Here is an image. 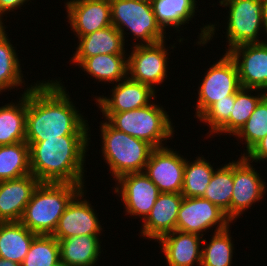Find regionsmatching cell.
<instances>
[{
    "label": "cell",
    "mask_w": 267,
    "mask_h": 266,
    "mask_svg": "<svg viewBox=\"0 0 267 266\" xmlns=\"http://www.w3.org/2000/svg\"><path fill=\"white\" fill-rule=\"evenodd\" d=\"M165 40L151 45H134L128 57V77L150 86L161 85L167 78L168 48ZM131 75V76H130Z\"/></svg>",
    "instance_id": "cell-9"
},
{
    "label": "cell",
    "mask_w": 267,
    "mask_h": 266,
    "mask_svg": "<svg viewBox=\"0 0 267 266\" xmlns=\"http://www.w3.org/2000/svg\"><path fill=\"white\" fill-rule=\"evenodd\" d=\"M65 8L77 38L112 25L109 0H70Z\"/></svg>",
    "instance_id": "cell-16"
},
{
    "label": "cell",
    "mask_w": 267,
    "mask_h": 266,
    "mask_svg": "<svg viewBox=\"0 0 267 266\" xmlns=\"http://www.w3.org/2000/svg\"><path fill=\"white\" fill-rule=\"evenodd\" d=\"M205 73L198 91L196 118H199L214 102L227 99L240 88L239 75L234 60L228 53L222 55Z\"/></svg>",
    "instance_id": "cell-8"
},
{
    "label": "cell",
    "mask_w": 267,
    "mask_h": 266,
    "mask_svg": "<svg viewBox=\"0 0 267 266\" xmlns=\"http://www.w3.org/2000/svg\"><path fill=\"white\" fill-rule=\"evenodd\" d=\"M6 31L0 35V93L6 89L23 86V74L20 61Z\"/></svg>",
    "instance_id": "cell-30"
},
{
    "label": "cell",
    "mask_w": 267,
    "mask_h": 266,
    "mask_svg": "<svg viewBox=\"0 0 267 266\" xmlns=\"http://www.w3.org/2000/svg\"><path fill=\"white\" fill-rule=\"evenodd\" d=\"M262 21H263V32H265L266 33L265 35H267V0H263ZM264 42L267 43L266 40Z\"/></svg>",
    "instance_id": "cell-38"
},
{
    "label": "cell",
    "mask_w": 267,
    "mask_h": 266,
    "mask_svg": "<svg viewBox=\"0 0 267 266\" xmlns=\"http://www.w3.org/2000/svg\"><path fill=\"white\" fill-rule=\"evenodd\" d=\"M54 266H67L66 264H64L61 260L56 263Z\"/></svg>",
    "instance_id": "cell-41"
},
{
    "label": "cell",
    "mask_w": 267,
    "mask_h": 266,
    "mask_svg": "<svg viewBox=\"0 0 267 266\" xmlns=\"http://www.w3.org/2000/svg\"><path fill=\"white\" fill-rule=\"evenodd\" d=\"M186 158L171 148H155L145 165V175L160 193H181Z\"/></svg>",
    "instance_id": "cell-11"
},
{
    "label": "cell",
    "mask_w": 267,
    "mask_h": 266,
    "mask_svg": "<svg viewBox=\"0 0 267 266\" xmlns=\"http://www.w3.org/2000/svg\"><path fill=\"white\" fill-rule=\"evenodd\" d=\"M115 181V193L121 194L125 212L144 220L160 194L158 187L144 172L126 174Z\"/></svg>",
    "instance_id": "cell-13"
},
{
    "label": "cell",
    "mask_w": 267,
    "mask_h": 266,
    "mask_svg": "<svg viewBox=\"0 0 267 266\" xmlns=\"http://www.w3.org/2000/svg\"><path fill=\"white\" fill-rule=\"evenodd\" d=\"M196 0H155L151 3L157 22L165 30L169 26L174 29L185 23L189 24L195 16Z\"/></svg>",
    "instance_id": "cell-26"
},
{
    "label": "cell",
    "mask_w": 267,
    "mask_h": 266,
    "mask_svg": "<svg viewBox=\"0 0 267 266\" xmlns=\"http://www.w3.org/2000/svg\"><path fill=\"white\" fill-rule=\"evenodd\" d=\"M183 201L181 193H160L150 213L143 220V237L158 240L176 230L178 212Z\"/></svg>",
    "instance_id": "cell-19"
},
{
    "label": "cell",
    "mask_w": 267,
    "mask_h": 266,
    "mask_svg": "<svg viewBox=\"0 0 267 266\" xmlns=\"http://www.w3.org/2000/svg\"><path fill=\"white\" fill-rule=\"evenodd\" d=\"M85 190L80 191L67 205L52 234L57 240L80 235H100L102 226L91 203L83 199ZM81 198L83 200H81Z\"/></svg>",
    "instance_id": "cell-15"
},
{
    "label": "cell",
    "mask_w": 267,
    "mask_h": 266,
    "mask_svg": "<svg viewBox=\"0 0 267 266\" xmlns=\"http://www.w3.org/2000/svg\"><path fill=\"white\" fill-rule=\"evenodd\" d=\"M116 130L161 148L164 140L172 139L174 128L166 110L151 102L149 105L124 112H102Z\"/></svg>",
    "instance_id": "cell-4"
},
{
    "label": "cell",
    "mask_w": 267,
    "mask_h": 266,
    "mask_svg": "<svg viewBox=\"0 0 267 266\" xmlns=\"http://www.w3.org/2000/svg\"><path fill=\"white\" fill-rule=\"evenodd\" d=\"M214 172L213 166L202 156L196 157L194 162L186 160L181 191L183 197H203Z\"/></svg>",
    "instance_id": "cell-31"
},
{
    "label": "cell",
    "mask_w": 267,
    "mask_h": 266,
    "mask_svg": "<svg viewBox=\"0 0 267 266\" xmlns=\"http://www.w3.org/2000/svg\"><path fill=\"white\" fill-rule=\"evenodd\" d=\"M78 40L79 45L71 57L72 62L78 66L88 57L98 54H125L126 51L124 37L113 25L89 33Z\"/></svg>",
    "instance_id": "cell-21"
},
{
    "label": "cell",
    "mask_w": 267,
    "mask_h": 266,
    "mask_svg": "<svg viewBox=\"0 0 267 266\" xmlns=\"http://www.w3.org/2000/svg\"><path fill=\"white\" fill-rule=\"evenodd\" d=\"M58 242L60 260L67 266H95L102 252L99 235H80Z\"/></svg>",
    "instance_id": "cell-22"
},
{
    "label": "cell",
    "mask_w": 267,
    "mask_h": 266,
    "mask_svg": "<svg viewBox=\"0 0 267 266\" xmlns=\"http://www.w3.org/2000/svg\"><path fill=\"white\" fill-rule=\"evenodd\" d=\"M231 223L232 221L226 213L209 200L202 197H183L178 212L176 230L203 236L205 235L203 232L213 226L217 232L227 229Z\"/></svg>",
    "instance_id": "cell-10"
},
{
    "label": "cell",
    "mask_w": 267,
    "mask_h": 266,
    "mask_svg": "<svg viewBox=\"0 0 267 266\" xmlns=\"http://www.w3.org/2000/svg\"><path fill=\"white\" fill-rule=\"evenodd\" d=\"M29 0H0V20L2 21L3 14L17 10L20 6Z\"/></svg>",
    "instance_id": "cell-37"
},
{
    "label": "cell",
    "mask_w": 267,
    "mask_h": 266,
    "mask_svg": "<svg viewBox=\"0 0 267 266\" xmlns=\"http://www.w3.org/2000/svg\"><path fill=\"white\" fill-rule=\"evenodd\" d=\"M100 129L103 159L106 160L114 179L144 171L155 149L151 144L116 130L107 120L101 123Z\"/></svg>",
    "instance_id": "cell-5"
},
{
    "label": "cell",
    "mask_w": 267,
    "mask_h": 266,
    "mask_svg": "<svg viewBox=\"0 0 267 266\" xmlns=\"http://www.w3.org/2000/svg\"><path fill=\"white\" fill-rule=\"evenodd\" d=\"M32 86L21 94L18 104L10 102L0 107V146L25 141L27 91Z\"/></svg>",
    "instance_id": "cell-23"
},
{
    "label": "cell",
    "mask_w": 267,
    "mask_h": 266,
    "mask_svg": "<svg viewBox=\"0 0 267 266\" xmlns=\"http://www.w3.org/2000/svg\"><path fill=\"white\" fill-rule=\"evenodd\" d=\"M111 5V22L125 40L129 30L134 40L140 43L134 45H151L166 39V31L157 22L152 5L137 0H109ZM165 35V36H164ZM137 38V39H135Z\"/></svg>",
    "instance_id": "cell-6"
},
{
    "label": "cell",
    "mask_w": 267,
    "mask_h": 266,
    "mask_svg": "<svg viewBox=\"0 0 267 266\" xmlns=\"http://www.w3.org/2000/svg\"><path fill=\"white\" fill-rule=\"evenodd\" d=\"M245 157L251 162L267 161V135L261 139Z\"/></svg>",
    "instance_id": "cell-36"
},
{
    "label": "cell",
    "mask_w": 267,
    "mask_h": 266,
    "mask_svg": "<svg viewBox=\"0 0 267 266\" xmlns=\"http://www.w3.org/2000/svg\"><path fill=\"white\" fill-rule=\"evenodd\" d=\"M256 90L257 92L259 91L258 95H251V92H256ZM248 92H250V95ZM266 94L267 92L260 89L241 87L235 93V102L229 119L215 133H227L229 135L232 133V136L236 135L253 113L259 101Z\"/></svg>",
    "instance_id": "cell-27"
},
{
    "label": "cell",
    "mask_w": 267,
    "mask_h": 266,
    "mask_svg": "<svg viewBox=\"0 0 267 266\" xmlns=\"http://www.w3.org/2000/svg\"><path fill=\"white\" fill-rule=\"evenodd\" d=\"M168 266H198L201 265L203 237L195 233L173 231L159 240Z\"/></svg>",
    "instance_id": "cell-20"
},
{
    "label": "cell",
    "mask_w": 267,
    "mask_h": 266,
    "mask_svg": "<svg viewBox=\"0 0 267 266\" xmlns=\"http://www.w3.org/2000/svg\"><path fill=\"white\" fill-rule=\"evenodd\" d=\"M0 266H21L17 262L10 261L0 257Z\"/></svg>",
    "instance_id": "cell-39"
},
{
    "label": "cell",
    "mask_w": 267,
    "mask_h": 266,
    "mask_svg": "<svg viewBox=\"0 0 267 266\" xmlns=\"http://www.w3.org/2000/svg\"><path fill=\"white\" fill-rule=\"evenodd\" d=\"M5 26H3V22L0 20V35L5 31Z\"/></svg>",
    "instance_id": "cell-40"
},
{
    "label": "cell",
    "mask_w": 267,
    "mask_h": 266,
    "mask_svg": "<svg viewBox=\"0 0 267 266\" xmlns=\"http://www.w3.org/2000/svg\"><path fill=\"white\" fill-rule=\"evenodd\" d=\"M85 185L40 182L25 207L20 222L37 235H52L70 201Z\"/></svg>",
    "instance_id": "cell-3"
},
{
    "label": "cell",
    "mask_w": 267,
    "mask_h": 266,
    "mask_svg": "<svg viewBox=\"0 0 267 266\" xmlns=\"http://www.w3.org/2000/svg\"><path fill=\"white\" fill-rule=\"evenodd\" d=\"M252 165L245 156H241L237 162H233L231 221L236 220L253 203L260 201L264 197V193L266 194V182Z\"/></svg>",
    "instance_id": "cell-12"
},
{
    "label": "cell",
    "mask_w": 267,
    "mask_h": 266,
    "mask_svg": "<svg viewBox=\"0 0 267 266\" xmlns=\"http://www.w3.org/2000/svg\"><path fill=\"white\" fill-rule=\"evenodd\" d=\"M235 102V94L214 102L198 119L210 127V135L215 132L229 119Z\"/></svg>",
    "instance_id": "cell-35"
},
{
    "label": "cell",
    "mask_w": 267,
    "mask_h": 266,
    "mask_svg": "<svg viewBox=\"0 0 267 266\" xmlns=\"http://www.w3.org/2000/svg\"><path fill=\"white\" fill-rule=\"evenodd\" d=\"M267 135V94L259 101L253 113L250 115L244 126L235 137L244 139L246 152L245 156L261 139Z\"/></svg>",
    "instance_id": "cell-34"
},
{
    "label": "cell",
    "mask_w": 267,
    "mask_h": 266,
    "mask_svg": "<svg viewBox=\"0 0 267 266\" xmlns=\"http://www.w3.org/2000/svg\"><path fill=\"white\" fill-rule=\"evenodd\" d=\"M227 53L237 66L241 87L267 91V43L242 44Z\"/></svg>",
    "instance_id": "cell-14"
},
{
    "label": "cell",
    "mask_w": 267,
    "mask_h": 266,
    "mask_svg": "<svg viewBox=\"0 0 267 266\" xmlns=\"http://www.w3.org/2000/svg\"><path fill=\"white\" fill-rule=\"evenodd\" d=\"M229 228L215 232L209 243L203 239L200 266H231L234 244Z\"/></svg>",
    "instance_id": "cell-32"
},
{
    "label": "cell",
    "mask_w": 267,
    "mask_h": 266,
    "mask_svg": "<svg viewBox=\"0 0 267 266\" xmlns=\"http://www.w3.org/2000/svg\"><path fill=\"white\" fill-rule=\"evenodd\" d=\"M31 174L29 145L23 141L0 146V181Z\"/></svg>",
    "instance_id": "cell-28"
},
{
    "label": "cell",
    "mask_w": 267,
    "mask_h": 266,
    "mask_svg": "<svg viewBox=\"0 0 267 266\" xmlns=\"http://www.w3.org/2000/svg\"><path fill=\"white\" fill-rule=\"evenodd\" d=\"M221 6L229 7L226 39L228 49L242 44L262 43L258 37L262 33L263 0H220Z\"/></svg>",
    "instance_id": "cell-7"
},
{
    "label": "cell",
    "mask_w": 267,
    "mask_h": 266,
    "mask_svg": "<svg viewBox=\"0 0 267 266\" xmlns=\"http://www.w3.org/2000/svg\"><path fill=\"white\" fill-rule=\"evenodd\" d=\"M137 1H143V2H147V3H152V2H154L155 0H137Z\"/></svg>",
    "instance_id": "cell-42"
},
{
    "label": "cell",
    "mask_w": 267,
    "mask_h": 266,
    "mask_svg": "<svg viewBox=\"0 0 267 266\" xmlns=\"http://www.w3.org/2000/svg\"><path fill=\"white\" fill-rule=\"evenodd\" d=\"M217 170V171H216ZM202 198L215 204L231 220V197L233 193V161L217 168Z\"/></svg>",
    "instance_id": "cell-29"
},
{
    "label": "cell",
    "mask_w": 267,
    "mask_h": 266,
    "mask_svg": "<svg viewBox=\"0 0 267 266\" xmlns=\"http://www.w3.org/2000/svg\"><path fill=\"white\" fill-rule=\"evenodd\" d=\"M60 261V245L52 235H37L21 266H54Z\"/></svg>",
    "instance_id": "cell-33"
},
{
    "label": "cell",
    "mask_w": 267,
    "mask_h": 266,
    "mask_svg": "<svg viewBox=\"0 0 267 266\" xmlns=\"http://www.w3.org/2000/svg\"><path fill=\"white\" fill-rule=\"evenodd\" d=\"M40 181L32 174L0 181V222H20Z\"/></svg>",
    "instance_id": "cell-18"
},
{
    "label": "cell",
    "mask_w": 267,
    "mask_h": 266,
    "mask_svg": "<svg viewBox=\"0 0 267 266\" xmlns=\"http://www.w3.org/2000/svg\"><path fill=\"white\" fill-rule=\"evenodd\" d=\"M47 81H39L27 91L25 142L30 146L64 135H90L88 121L70 101L64 85Z\"/></svg>",
    "instance_id": "cell-1"
},
{
    "label": "cell",
    "mask_w": 267,
    "mask_h": 266,
    "mask_svg": "<svg viewBox=\"0 0 267 266\" xmlns=\"http://www.w3.org/2000/svg\"><path fill=\"white\" fill-rule=\"evenodd\" d=\"M79 67L99 82L114 84L128 77L126 54H98L86 58Z\"/></svg>",
    "instance_id": "cell-25"
},
{
    "label": "cell",
    "mask_w": 267,
    "mask_h": 266,
    "mask_svg": "<svg viewBox=\"0 0 267 266\" xmlns=\"http://www.w3.org/2000/svg\"><path fill=\"white\" fill-rule=\"evenodd\" d=\"M155 93L150 86L127 77L115 84L110 97L102 95L95 100L100 112H124L149 105Z\"/></svg>",
    "instance_id": "cell-17"
},
{
    "label": "cell",
    "mask_w": 267,
    "mask_h": 266,
    "mask_svg": "<svg viewBox=\"0 0 267 266\" xmlns=\"http://www.w3.org/2000/svg\"><path fill=\"white\" fill-rule=\"evenodd\" d=\"M89 135H64L29 146L30 170L40 182L84 185Z\"/></svg>",
    "instance_id": "cell-2"
},
{
    "label": "cell",
    "mask_w": 267,
    "mask_h": 266,
    "mask_svg": "<svg viewBox=\"0 0 267 266\" xmlns=\"http://www.w3.org/2000/svg\"><path fill=\"white\" fill-rule=\"evenodd\" d=\"M36 236L21 222H0V257L21 265Z\"/></svg>",
    "instance_id": "cell-24"
}]
</instances>
